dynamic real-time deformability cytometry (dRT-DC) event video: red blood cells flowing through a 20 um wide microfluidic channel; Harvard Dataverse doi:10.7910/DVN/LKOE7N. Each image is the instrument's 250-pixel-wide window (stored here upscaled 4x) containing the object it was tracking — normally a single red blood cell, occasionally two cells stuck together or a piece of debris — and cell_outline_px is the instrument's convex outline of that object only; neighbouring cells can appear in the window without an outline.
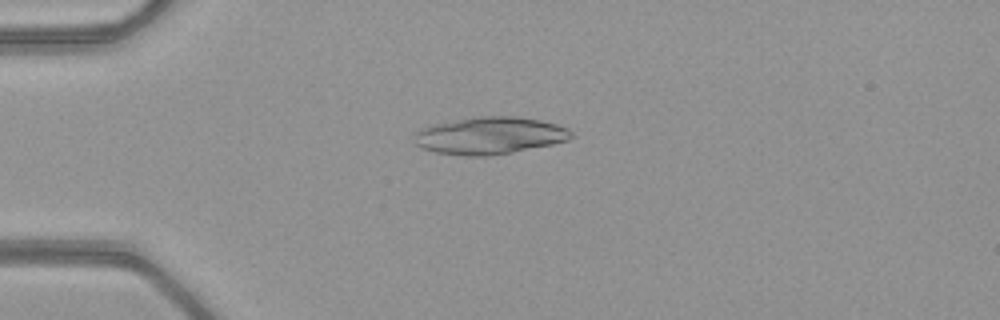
{"species": "common noctule bat (a hibernating species)", "species_latin": "Nyctalus noctula", "temperature_condition": "warm", "stored_images_in_passage": 51, "camera_frame_rate_fps": 3000, "um_per_image_px": 0.085, "animal": {"sex": "female", "body_mass_g": 21.9}, "frame": {"image": 1, "passage_image": 14, "time_ms": 4.333, "image_size_px": [1000, 320], "cell_outline_px": [[572, 136], [568, 140], [552, 144], [512, 152], [484, 156], [464, 156], [436, 152], [420, 148], [416, 144], [416, 132], [420, 128], [436, 124], [456, 120], [480, 116], [516, 116], [540, 120], [556, 124], [568, 128], [572, 132]], "centroid_in_image_um": [41.64, 11.52], "position_along_channel_um": 43.4, "area_um2": 33.76}}